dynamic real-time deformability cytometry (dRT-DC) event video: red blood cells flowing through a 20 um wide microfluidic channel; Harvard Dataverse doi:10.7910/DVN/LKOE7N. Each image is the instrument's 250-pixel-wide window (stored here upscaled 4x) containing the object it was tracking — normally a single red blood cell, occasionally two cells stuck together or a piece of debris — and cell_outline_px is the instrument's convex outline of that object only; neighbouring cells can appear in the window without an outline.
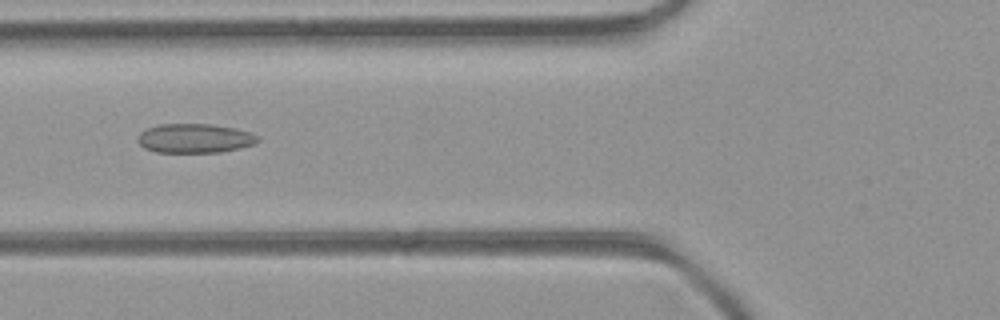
{"species": "common noctule bat (a hibernating species)", "species_latin": "Nyctalus noctula", "temperature_condition": "room temperature", "stored_images_in_passage": 5, "camera_frame_rate_fps": 3000, "um_per_image_px": 0.085, "animal": {"sex": "female", "body_mass_g": 21.9}, "frame": {"image": 1, "passage_image": 4, "time_ms": 1.0, "image_size_px": [1000, 320], "cell_outline_px": [[260, 140], [252, 144], [240, 148], [220, 152], [156, 152], [144, 148], [136, 140], [140, 132], [148, 128], [160, 124], [208, 124], [236, 128], [248, 132], [256, 136]], "centroid_in_image_um": [16.51, 11.76], "position_along_channel_um": 109.3, "area_um2": 20.29}}
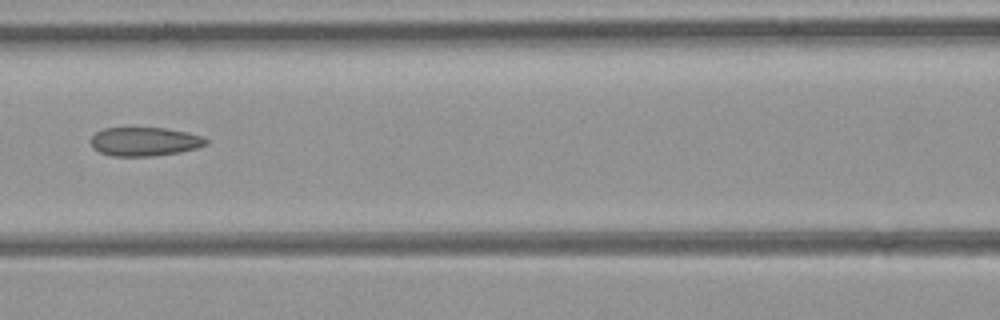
{"frame": {"image": 2, "passage_image": 5, "time_ms": 1.333, "image_size_px": [1000, 320], "cell_outline_px": [[208, 144], [196, 148], [180, 152], [152, 156], [112, 156], [100, 152], [92, 148], [92, 136], [96, 132], [104, 128], [164, 128], [188, 132], [200, 136], [208, 140]], "centroid_in_image_um": [12.29, 12.04], "position_along_channel_um": 154.3, "area_um2": 19.25}}